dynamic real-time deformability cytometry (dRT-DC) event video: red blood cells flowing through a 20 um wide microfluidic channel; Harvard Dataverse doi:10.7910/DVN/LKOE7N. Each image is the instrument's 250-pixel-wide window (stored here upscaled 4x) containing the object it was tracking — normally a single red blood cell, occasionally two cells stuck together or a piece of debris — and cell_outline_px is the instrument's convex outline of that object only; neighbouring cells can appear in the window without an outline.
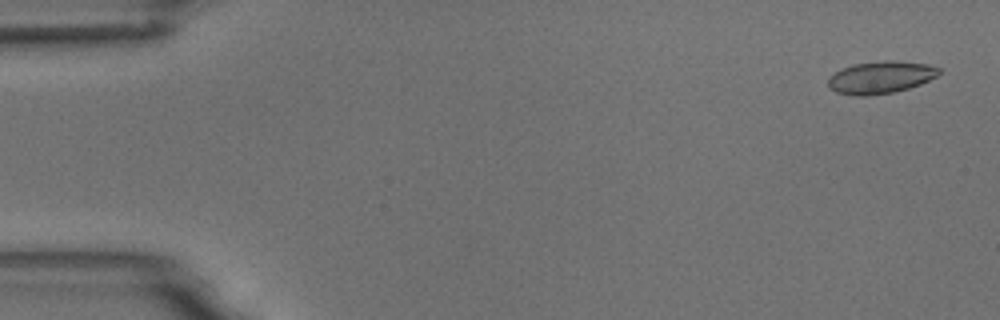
{"species": "common noctule bat (a hibernating species)", "species_latin": "Nyctalus noctula", "temperature_condition": "room temperature", "stored_images_in_passage": 3, "camera_frame_rate_fps": 3000, "um_per_image_px": 0.085, "animal": {"sex": "male", "body_mass_g": 18.8}, "frame": {"image": 1, "passage_image": 1, "time_ms": 0.0, "image_size_px": [1000, 320], "cell_outline_px": [[940, 72], [936, 76], [920, 84], [908, 88], [892, 92], [868, 96], [856, 96], [836, 92], [828, 88], [828, 80], [836, 72], [852, 64], [884, 60], [888, 60], [928, 64], [940, 68]], "centroid_in_image_um": [74.84, 6.58], "position_along_channel_um": 10.2, "area_um2": 20.69}}